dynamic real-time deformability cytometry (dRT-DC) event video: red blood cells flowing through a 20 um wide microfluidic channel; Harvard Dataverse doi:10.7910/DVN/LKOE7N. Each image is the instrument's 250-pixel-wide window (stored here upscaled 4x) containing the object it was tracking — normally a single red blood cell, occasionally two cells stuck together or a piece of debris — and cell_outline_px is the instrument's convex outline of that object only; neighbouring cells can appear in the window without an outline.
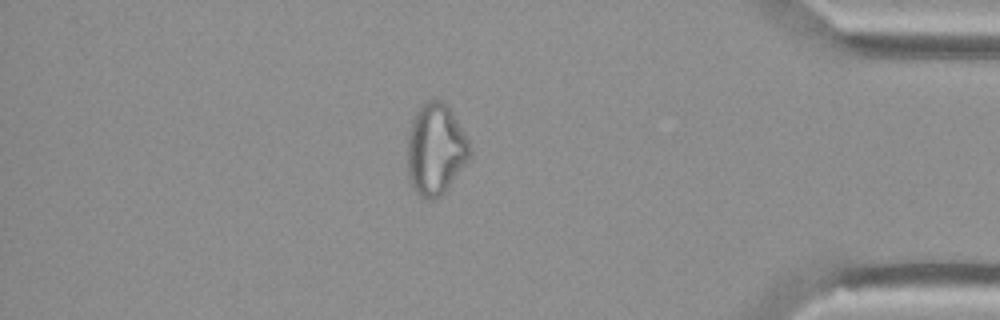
{"species": "Egyptian fruit bat (a non-hibernating species)", "species_latin": "Rousettus aegyptiacus", "temperature_condition": "cold", "stored_images_in_passage": 55, "camera_frame_rate_fps": 3000, "um_per_image_px": 0.085, "animal": {"sex": "female"}, "frame": {"image": 1, "passage_image": 47, "time_ms": 15.333, "image_size_px": [1000, 320], "cell_outline_px": [[472, 156], [444, 192], [440, 196], [432, 200], [428, 200], [420, 196], [412, 188], [408, 180], [408, 132], [412, 120], [420, 104], [432, 96], [440, 100], [452, 112], [468, 140], [472, 152]], "centroid_in_image_um": [37.01, 12.69], "position_along_channel_um": 398.2, "area_um2": 33.47}}